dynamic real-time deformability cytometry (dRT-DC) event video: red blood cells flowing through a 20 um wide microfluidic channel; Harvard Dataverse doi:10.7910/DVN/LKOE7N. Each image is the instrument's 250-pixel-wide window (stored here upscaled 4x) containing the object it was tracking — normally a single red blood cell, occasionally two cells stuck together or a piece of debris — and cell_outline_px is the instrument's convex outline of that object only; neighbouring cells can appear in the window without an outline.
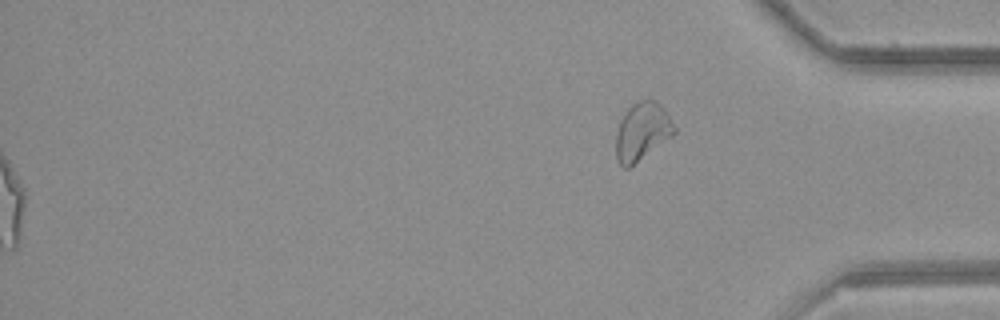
{"species": "common noctule bat (a hibernating species)", "species_latin": "Nyctalus noctula", "temperature_condition": "room temperature", "stored_images_in_passage": 40, "segment_of_instrument_passage": [2, 2], "camera_frame_rate_fps": 3000, "um_per_image_px": 0.085, "animal": {"sex": "female", "body_mass_g": 21.9}, "frame": {"image": 1, "passage_image": 40, "time_ms": 13.0, "image_size_px": [1000, 320], "cell_outline_px": [[676, 132], [672, 136], [628, 168], [624, 168], [616, 160], [616, 132], [620, 120], [624, 112], [632, 104], [640, 100], [656, 100], [664, 108], [676, 128]], "centroid_in_image_um": [54.57, 11.16], "position_along_channel_um": 380.6, "area_um2": 19.59}}